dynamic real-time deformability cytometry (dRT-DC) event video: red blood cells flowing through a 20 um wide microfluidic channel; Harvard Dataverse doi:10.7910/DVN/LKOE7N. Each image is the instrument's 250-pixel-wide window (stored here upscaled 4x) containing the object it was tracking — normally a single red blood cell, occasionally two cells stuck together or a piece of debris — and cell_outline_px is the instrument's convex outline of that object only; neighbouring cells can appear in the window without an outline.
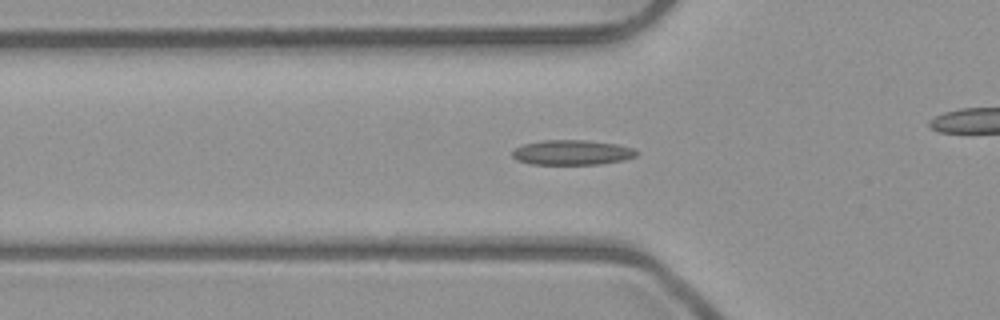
{"species": "common noctule bat (a hibernating species)", "species_latin": "Nyctalus noctula", "temperature_condition": "room temperature", "stored_images_in_passage": 52, "camera_frame_rate_fps": 3000, "um_per_image_px": 0.085, "animal": {"sex": "male", "body_mass_g": 23.1, "forearm_length_mm": 52.7}, "frame": {"image": 1, "passage_image": 17, "time_ms": 5.333, "image_size_px": [1000, 320], "cell_outline_px": [[640, 152], [636, 156], [624, 160], [600, 164], [532, 164], [516, 160], [512, 156], [512, 152], [516, 148], [524, 144], [544, 140], [588, 140], [616, 144], [632, 148]], "centroid_in_image_um": [48.64, 12.96], "position_along_channel_um": 77.2, "area_um2": 18.03}}
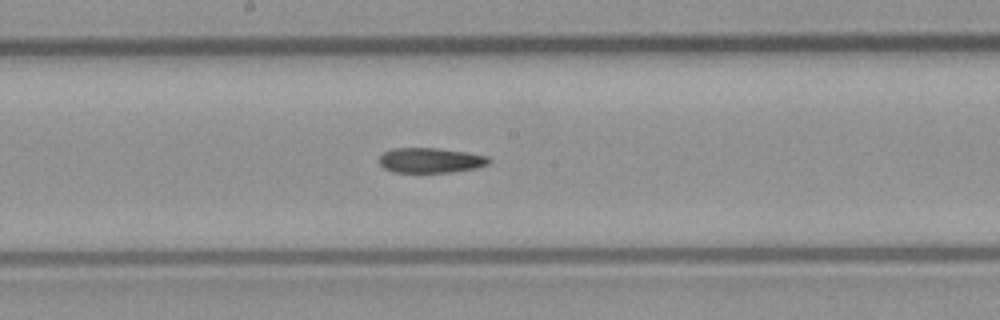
{"frame": {"image": 2, "passage_image": 27, "time_ms": 8.667, "image_size_px": [1000, 320], "cell_outline_px": [[492, 160], [488, 164], [476, 168], [452, 172], [392, 172], [384, 168], [380, 164], [380, 156], [384, 152], [392, 148], [440, 148], [488, 156]], "centroid_in_image_um": [36.6, 13.62], "position_along_channel_um": 211.6, "area_um2": 16.01}}
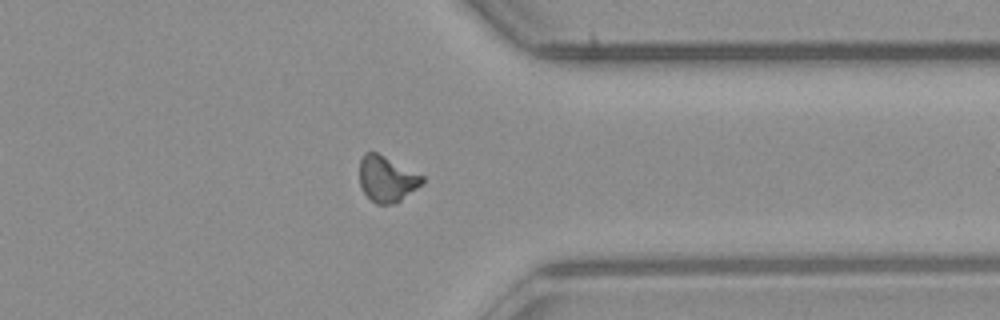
{"frame": {"image": 3, "passage_image": 40, "time_ms": 13.0, "image_size_px": [1000, 320], "cell_outline_px": [[424, 180], [416, 188], [396, 204], [376, 204], [364, 192], [360, 184], [360, 160], [364, 152], [376, 152], [424, 176]], "centroid_in_image_um": [32.86, 15.21], "position_along_channel_um": 378.5, "area_um2": 16.47}, "authors_computed_cell_mechanics": {"area_um2": 16.6464, "velocity_mm_per_s": 3.9885, "shape_relaxation_time_tau1_ms": null, "shape_relaxation_time_tau2_ms": 5.8074, "deformation_change_tau1": null, "deformation_change_tau2": 0.1253}}